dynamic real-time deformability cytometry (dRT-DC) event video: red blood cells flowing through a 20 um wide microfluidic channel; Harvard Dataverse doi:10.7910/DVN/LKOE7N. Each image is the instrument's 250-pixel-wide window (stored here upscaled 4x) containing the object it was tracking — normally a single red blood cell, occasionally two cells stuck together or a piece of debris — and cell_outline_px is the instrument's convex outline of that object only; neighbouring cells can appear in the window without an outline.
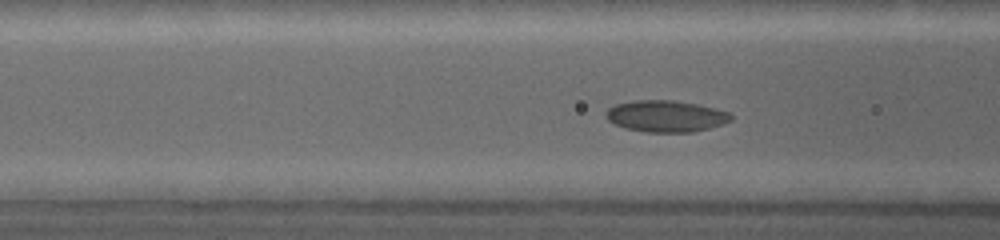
{"species": "common noctule bat (a hibernating species)", "species_latin": "Nyctalus noctula", "temperature_condition": "warm", "stored_images_in_passage": 54, "camera_frame_rate_fps": 5000, "um_per_image_px": 0.085, "animal": {"sex": "female", "body_mass_g": 19.0, "forearm_length_mm": 53.3}, "frame": {"image": 1, "passage_image": 11, "time_ms": 3.6, "image_size_px": [1000, 240], "cell_outline_px": [[732, 120], [708, 128], [692, 132], [648, 132], [624, 128], [612, 124], [604, 116], [604, 112], [608, 108], [616, 104], [632, 100], [672, 100], [696, 104], [728, 112], [732, 116]], "centroid_in_image_um": [56.51, 9.87], "position_along_channel_um": 110.1, "area_um2": 22.95}}
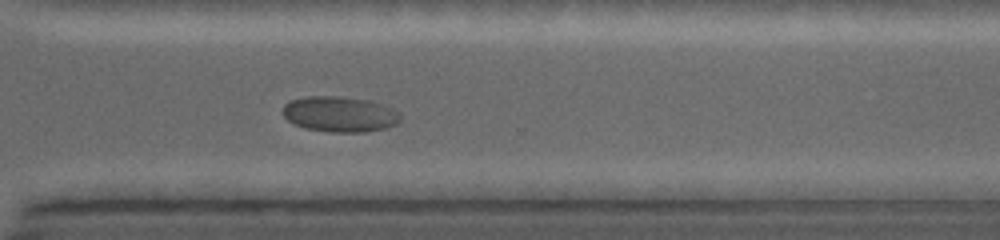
{"frame": {"image": 2, "passage_image": 34, "time_ms": 9.4, "image_size_px": [1000, 240], "cell_outline_px": [[400, 120], [396, 124], [388, 128], [364, 132], [328, 132], [304, 128], [292, 124], [284, 116], [284, 104], [288, 100], [304, 96], [340, 96], [368, 100], [392, 108], [400, 112]], "centroid_in_image_um": [28.86, 9.71], "position_along_channel_um": 341.7, "area_um2": 24.62}}
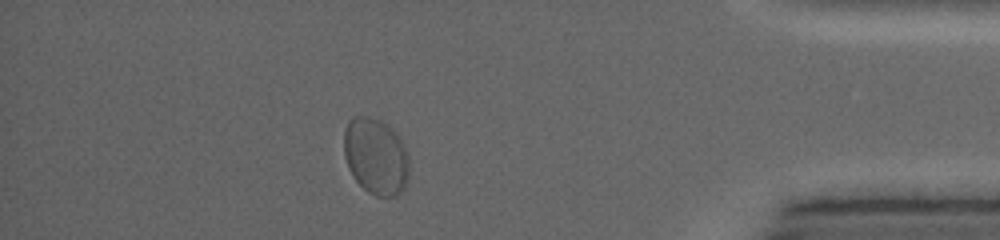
{"frame": {"image": 3, "passage_image": 47, "time_ms": 12.0, "image_size_px": [1000, 240], "cell_outline_px": [[408, 180], [404, 188], [396, 196], [376, 196], [368, 192], [356, 180], [348, 168], [344, 156], [344, 128], [348, 120], [356, 116], [368, 116], [380, 120], [392, 128], [400, 136], [404, 144], [408, 156]], "centroid_in_image_um": [31.94, 13.27], "position_along_channel_um": 403.3, "area_um2": 29.36}, "authors_computed_cell_mechanics": {"area_um2": 24.0737, "velocity_mm_per_s": 3.9948, "shape_relaxation_time_tau1_ms": 8.4742, "shape_relaxation_time_tau2_ms": null, "deformation_change_tau1": 0.1061, "deformation_change_tau2": null}}